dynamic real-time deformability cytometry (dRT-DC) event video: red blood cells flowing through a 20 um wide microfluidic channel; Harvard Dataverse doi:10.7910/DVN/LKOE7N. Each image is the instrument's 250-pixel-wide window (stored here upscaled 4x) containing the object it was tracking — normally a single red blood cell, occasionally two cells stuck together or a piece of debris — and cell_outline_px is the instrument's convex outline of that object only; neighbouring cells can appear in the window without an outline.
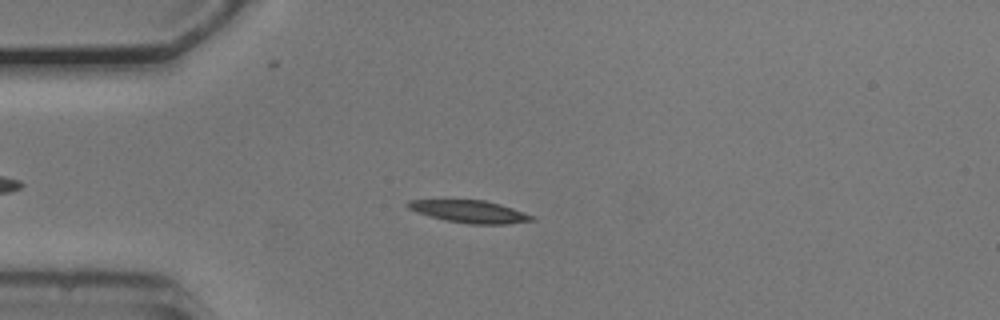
{"species": "common noctule bat (a hibernating species)", "species_latin": "Nyctalus noctula", "temperature_condition": "cold", "stored_images_in_passage": 51, "camera_frame_rate_fps": 3000, "um_per_image_px": 0.085, "animal": {"sex": "male", "body_mass_g": 20.5, "forearm_length_mm": 52.5}, "frame": {"image": 1, "passage_image": 11, "time_ms": 3.333, "image_size_px": [1000, 320], "cell_outline_px": [[536, 220], [508, 224], [472, 224], [444, 220], [416, 212], [408, 208], [404, 204], [408, 200], [484, 200], [500, 204], [536, 216]], "centroid_in_image_um": [39.93, 17.98], "position_along_channel_um": 45.1, "area_um2": 16.24}}
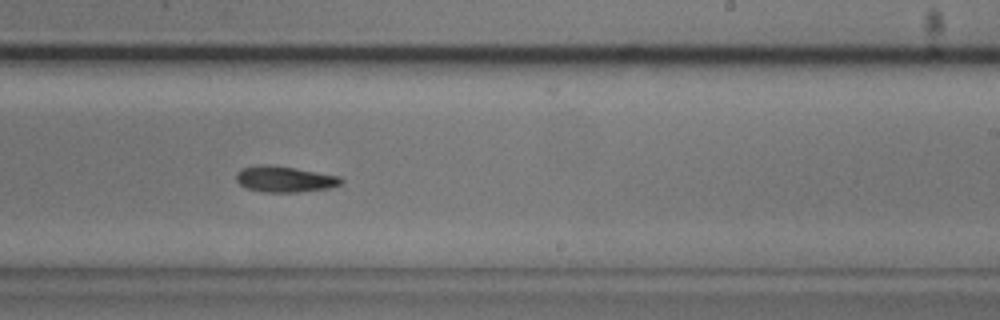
{"frame": {"image": 2, "passage_image": 30, "time_ms": 9.667, "image_size_px": [1000, 320], "cell_outline_px": [[344, 180], [340, 184], [328, 188], [300, 192], [264, 192], [248, 188], [240, 184], [236, 180], [236, 172], [240, 168], [260, 164], [264, 164], [296, 168], [340, 176]], "centroid_in_image_um": [24.18, 15.22], "position_along_channel_um": 264.8, "area_um2": 15.9}}
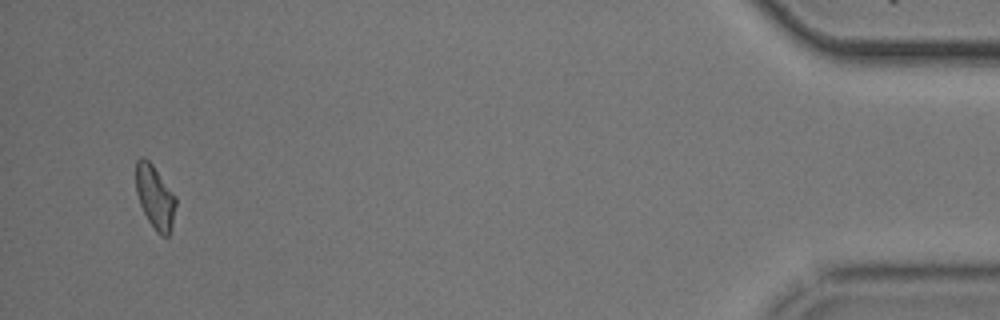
{"frame": {"image": 3, "passage_image": 49, "time_ms": 16.0, "image_size_px": [1000, 320], "cell_outline_px": [[176, 204], [172, 224], [168, 236], [160, 236], [156, 232], [148, 220], [140, 204], [136, 192], [136, 160], [140, 156], [144, 156], [152, 164], [176, 196]], "centroid_in_image_um": [13.17, 16.73], "position_along_channel_um": 422.0, "area_um2": 14.74}}